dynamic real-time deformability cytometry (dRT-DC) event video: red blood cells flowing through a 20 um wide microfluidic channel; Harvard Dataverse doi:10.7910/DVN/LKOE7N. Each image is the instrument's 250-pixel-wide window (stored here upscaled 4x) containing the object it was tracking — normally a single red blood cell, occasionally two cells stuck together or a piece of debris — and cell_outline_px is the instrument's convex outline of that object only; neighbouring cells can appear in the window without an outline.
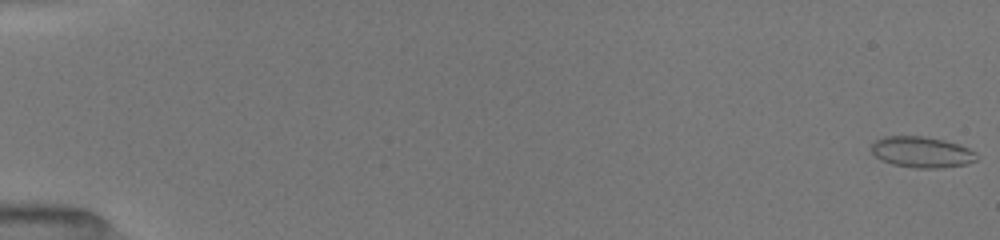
{"species": "common noctule bat (a hibernating species)", "species_latin": "Nyctalus noctula", "temperature_condition": "room temperature", "stored_images_in_passage": 52, "camera_frame_rate_fps": 3000, "um_per_image_px": 0.085, "animal": {"sex": "female", "body_mass_g": 19.5, "forearm_length_mm": 54.1}, "frame": {"image": 1, "passage_image": 1, "time_ms": 0.0, "image_size_px": [1000, 240], "cell_outline_px": [[976, 160], [968, 164], [944, 168], [916, 168], [892, 164], [880, 160], [872, 152], [872, 144], [876, 140], [884, 136], [924, 136], [944, 140], [960, 144], [976, 152]], "centroid_in_image_um": [78.36, 12.93], "position_along_channel_um": 6.6, "area_um2": 19.13}}
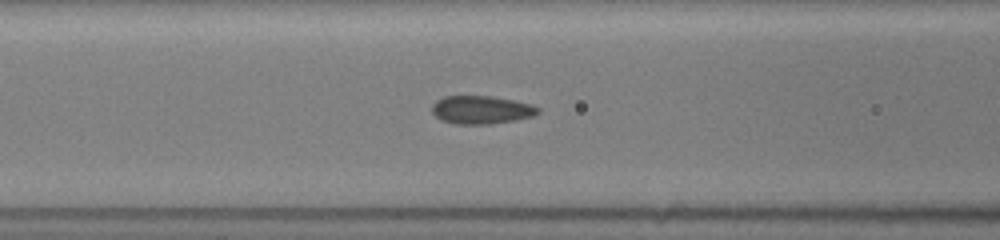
{"frame": {"image": 2, "passage_image": 23, "time_ms": 7.333, "image_size_px": [1000, 240], "cell_outline_px": [[540, 112], [532, 116], [516, 120], [488, 124], [456, 124], [440, 120], [432, 112], [432, 104], [436, 100], [444, 96], [492, 96], [516, 100], [532, 104], [540, 108]], "centroid_in_image_um": [40.92, 9.33], "position_along_channel_um": 125.7, "area_um2": 17.57}}
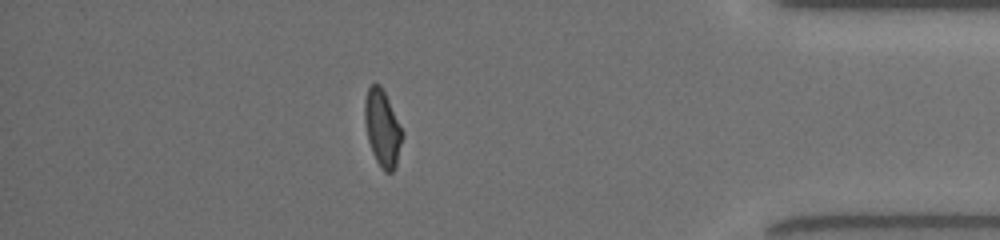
{"frame": {"image": 3, "passage_image": 46, "time_ms": 15.0, "image_size_px": [1000, 240], "cell_outline_px": [[404, 136], [396, 168], [392, 172], [384, 172], [376, 160], [372, 152], [368, 140], [364, 120], [364, 100], [368, 88], [372, 84], [380, 84], [404, 132]], "centroid_in_image_um": [32.52, 10.93], "position_along_channel_um": 402.7, "area_um2": 16.94}, "authors_computed_cell_mechanics": {"area_um2": 17.6001, "velocity_mm_per_s": 4.0426, "shape_relaxation_time_tau1_ms": 3.918, "shape_relaxation_time_tau2_ms": 0.7674, "deformation_change_tau1": 0.1307, "deformation_change_tau2": 0.0712}}